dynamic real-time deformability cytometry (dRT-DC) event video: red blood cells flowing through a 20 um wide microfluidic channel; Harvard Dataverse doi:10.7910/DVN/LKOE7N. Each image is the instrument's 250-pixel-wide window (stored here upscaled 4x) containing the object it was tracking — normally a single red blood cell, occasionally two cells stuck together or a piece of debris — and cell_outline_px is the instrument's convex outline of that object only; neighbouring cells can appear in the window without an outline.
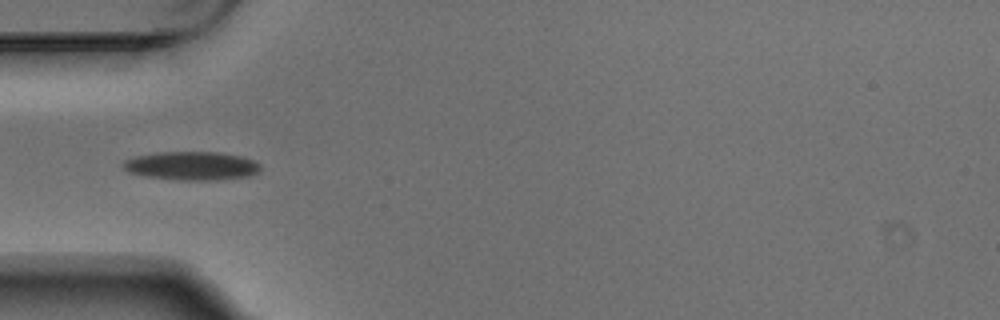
{"species": "Egyptian fruit bat (a non-hibernating species)", "species_latin": "Rousettus aegyptiacus", "temperature_condition": "warm", "stored_images_in_passage": 8, "camera_frame_rate_fps": 3000, "um_per_image_px": 0.085, "animal": {"sex": "male"}, "frame": {"image": 1, "passage_image": 4, "time_ms": 1.0, "image_size_px": [1000, 320], "cell_outline_px": [[260, 172], [252, 176], [216, 180], [176, 180], [144, 176], [128, 172], [120, 164], [124, 160], [132, 156], [156, 152], [220, 152], [240, 156], [252, 160], [260, 164]], "centroid_in_image_um": [16.26, 14.1], "position_along_channel_um": 68.7, "area_um2": 23.24}}
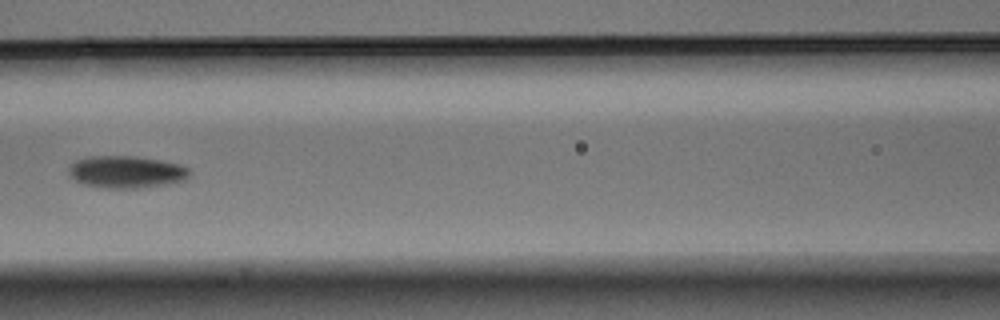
{"frame": {"image": 2, "passage_image": 6, "time_ms": 1.667, "image_size_px": [1000, 320], "cell_outline_px": [[192, 172], [184, 180], [168, 184], [136, 188], [108, 188], [84, 184], [76, 180], [68, 172], [68, 168], [76, 160], [92, 156], [136, 156], [160, 160], [180, 164], [188, 168]], "centroid_in_image_um": [10.77, 14.61], "position_along_channel_um": 155.8, "area_um2": 22.54}}
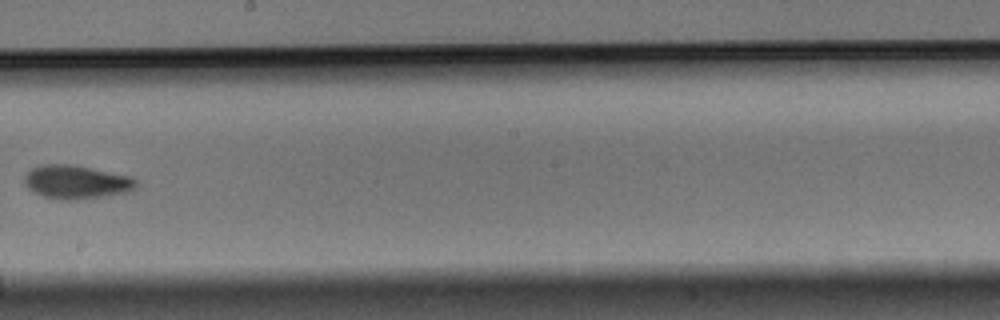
{"frame": {"image": 3, "passage_image": 8, "time_ms": 2.333, "image_size_px": [1000, 320], "cell_outline_px": [[136, 188], [132, 192], [108, 196], [76, 200], [60, 200], [44, 196], [28, 188], [24, 184], [24, 176], [32, 168], [40, 164], [72, 164], [132, 176], [136, 180]], "centroid_in_image_um": [6.53, 15.47], "position_along_channel_um": 241.7, "area_um2": 22.2}}